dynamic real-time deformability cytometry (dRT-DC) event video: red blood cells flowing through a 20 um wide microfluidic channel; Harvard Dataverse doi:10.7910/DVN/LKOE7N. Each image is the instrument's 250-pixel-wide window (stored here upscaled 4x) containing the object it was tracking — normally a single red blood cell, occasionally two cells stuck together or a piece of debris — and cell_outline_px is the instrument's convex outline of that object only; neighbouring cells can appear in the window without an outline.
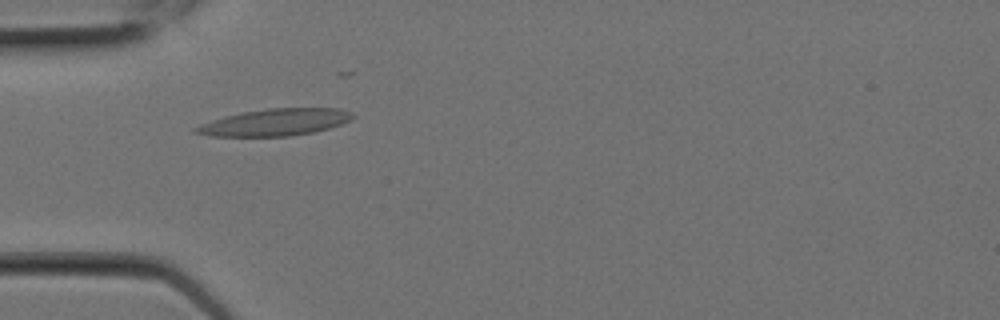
{"species": "Egyptian fruit bat (a non-hibernating species)", "species_latin": "Rousettus aegyptiacus", "temperature_condition": "room temperature", "stored_images_in_passage": 7, "camera_frame_rate_fps": 3000, "um_per_image_px": 0.085, "animal": {"sex": "female"}, "frame": {"image": 1, "passage_image": 6, "time_ms": 1.667, "image_size_px": [1000, 320], "cell_outline_px": [[356, 116], [352, 120], [328, 128], [312, 132], [288, 136], [212, 136], [192, 132], [192, 128], [200, 124], [224, 116], [244, 112], [268, 108], [340, 108], [352, 112]], "centroid_in_image_um": [23.38, 10.39], "position_along_channel_um": 61.6, "area_um2": 24.57}}
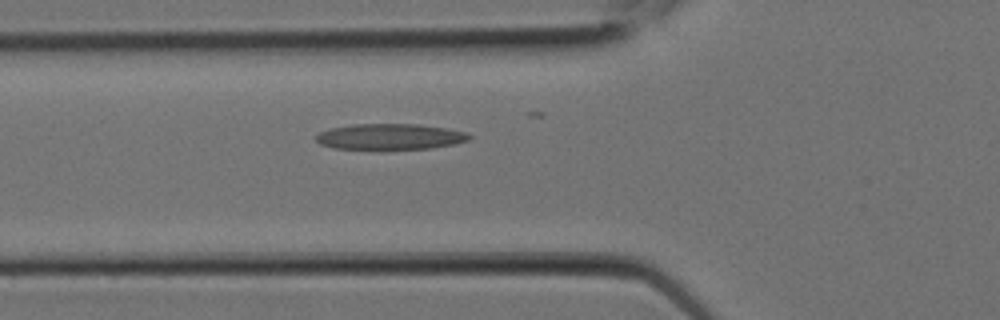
{"frame": {"image": 2, "passage_image": 7, "time_ms": 2.0, "image_size_px": [1000, 320], "cell_outline_px": [[472, 136], [468, 140], [452, 144], [432, 148], [380, 152], [336, 148], [320, 144], [316, 140], [316, 136], [320, 132], [328, 128], [352, 124], [420, 124], [468, 132]], "centroid_in_image_um": [33.12, 11.66], "position_along_channel_um": 92.7, "area_um2": 24.1}}